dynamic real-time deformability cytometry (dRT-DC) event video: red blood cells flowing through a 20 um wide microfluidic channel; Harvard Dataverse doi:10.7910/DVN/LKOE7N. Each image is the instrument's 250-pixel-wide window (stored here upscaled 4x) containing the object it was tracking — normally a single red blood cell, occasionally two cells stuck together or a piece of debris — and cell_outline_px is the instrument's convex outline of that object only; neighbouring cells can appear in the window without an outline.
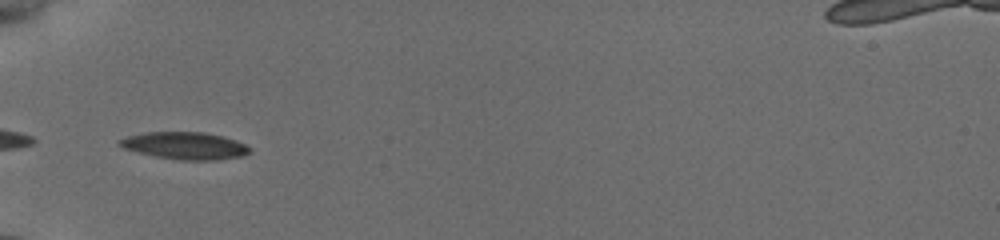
{"species": "common noctule bat (a hibernating species)", "species_latin": "Nyctalus noctula", "temperature_condition": "cold", "stored_images_in_passage": 25, "camera_frame_rate_fps": 3000, "um_per_image_px": 0.085, "animal": {"sex": "female", "body_mass_g": 19.5, "forearm_length_mm": 54.1}, "frame": {"image": 1, "passage_image": 1, "time_ms": 0.0, "image_size_px": [1000, 240], "cell_outline_px": [[248, 152], [240, 156], [216, 160], [180, 160], [156, 156], [124, 148], [116, 144], [116, 140], [128, 136], [144, 132], [204, 132], [224, 136], [236, 140], [244, 144], [248, 148]], "centroid_in_image_um": [15.67, 12.37], "position_along_channel_um": 69.3, "area_um2": 20.46}}
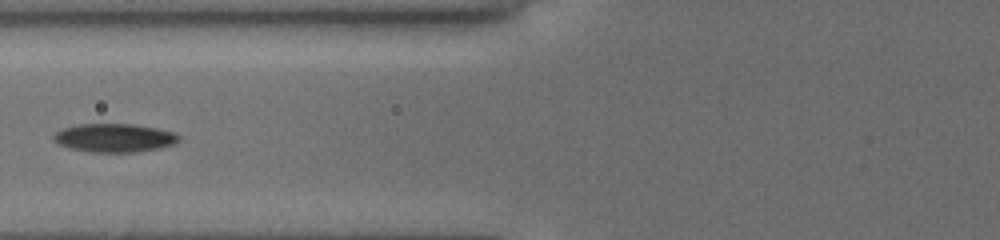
{"frame": {"image": 2, "passage_image": 4, "time_ms": 1.333, "image_size_px": [1000, 240], "cell_outline_px": [[180, 140], [176, 144], [160, 148], [136, 152], [88, 152], [56, 144], [52, 140], [52, 136], [56, 132], [64, 128], [80, 124], [132, 124], [156, 128], [172, 132], [180, 136]], "centroid_in_image_um": [9.72, 11.73], "position_along_channel_um": 116.1, "area_um2": 20.87}}
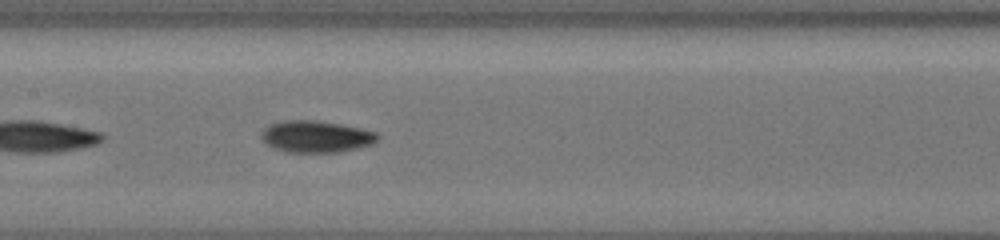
{"frame": {"image": 3, "passage_image": 8, "time_ms": 3.0, "image_size_px": [1000, 240], "cell_outline_px": [[380, 140], [372, 144], [340, 152], [288, 152], [276, 148], [268, 144], [260, 136], [264, 128], [268, 124], [284, 120], [316, 120], [340, 124], [360, 128], [376, 132], [380, 136]], "centroid_in_image_um": [26.89, 11.6], "position_along_channel_um": 180.5, "area_um2": 21.5}, "authors_computed_cell_mechanics": {"area_um2": 20.3456, "velocity_mm_per_s": 3.8501, "shape_relaxation_time_tau1_ms": 4.8463, "shape_relaxation_time_tau2_ms": 3.3723, "deformation_change_tau1": 0.1484, "deformation_change_tau2": 0.0891}}